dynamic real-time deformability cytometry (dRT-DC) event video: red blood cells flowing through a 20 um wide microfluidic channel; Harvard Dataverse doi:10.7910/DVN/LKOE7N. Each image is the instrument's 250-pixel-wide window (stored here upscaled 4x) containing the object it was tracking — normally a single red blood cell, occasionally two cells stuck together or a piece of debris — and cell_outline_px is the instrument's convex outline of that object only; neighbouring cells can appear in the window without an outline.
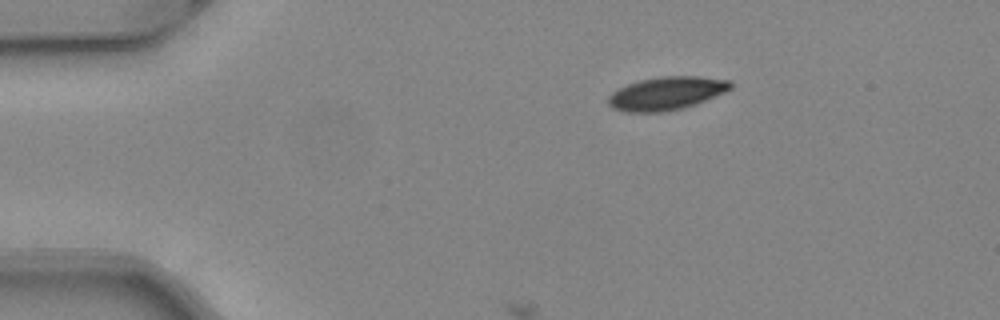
{"species": "common noctule bat (a hibernating species)", "species_latin": "Nyctalus noctula", "temperature_condition": "warm", "stored_images_in_passage": 43, "camera_frame_rate_fps": 3000, "um_per_image_px": 0.085, "animal": {"sex": "female", "body_mass_g": 24.6, "forearm_length_mm": 56.2}, "frame": {"image": 1, "passage_image": 1, "time_ms": 0.0, "image_size_px": [1000, 320], "cell_outline_px": [[732, 88], [724, 92], [696, 104], [684, 108], [664, 112], [624, 112], [612, 108], [608, 104], [608, 96], [612, 92], [628, 84], [640, 80], [660, 76], [700, 76], [732, 80]], "centroid_in_image_um": [56.66, 7.93], "position_along_channel_um": 28.3, "area_um2": 23.81}}
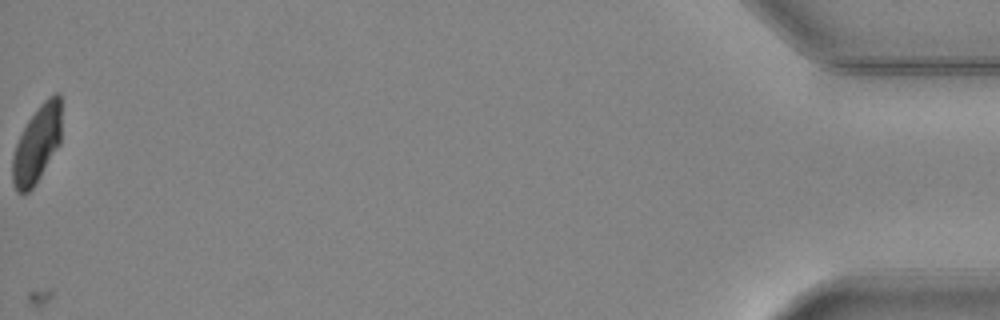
{"frame": {"image": 2, "passage_image": 43, "time_ms": 14.0, "image_size_px": [1000, 320], "cell_outline_px": [[60, 144], [36, 184], [28, 192], [16, 192], [12, 184], [12, 156], [16, 144], [28, 120], [40, 104], [48, 96], [56, 92], [60, 92]], "centroid_in_image_um": [3.13, 12.27], "position_along_channel_um": 432.1, "area_um2": 22.02}}